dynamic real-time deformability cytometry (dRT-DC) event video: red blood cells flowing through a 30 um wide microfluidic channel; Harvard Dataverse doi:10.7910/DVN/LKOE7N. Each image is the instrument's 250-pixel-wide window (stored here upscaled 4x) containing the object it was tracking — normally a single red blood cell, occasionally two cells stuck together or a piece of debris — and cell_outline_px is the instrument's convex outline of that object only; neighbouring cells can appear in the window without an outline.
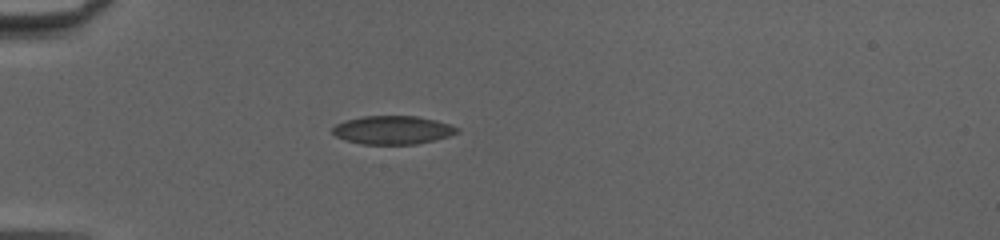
{"species": "common noctule bat (a hibernating species)", "species_latin": "Nyctalus noctula", "temperature_condition": "cold", "stored_images_in_passage": 36, "camera_frame_rate_fps": 3000, "um_per_image_px": 0.085, "animal": {"sex": "female", "body_mass_g": 20.0, "forearm_length_mm": 54.0}, "frame": {"image": 1, "passage_image": 1, "time_ms": 0.0, "image_size_px": [1000, 240], "cell_outline_px": [[456, 132], [448, 136], [416, 144], [360, 144], [336, 136], [332, 132], [332, 128], [336, 124], [344, 120], [364, 116], [416, 116], [436, 120], [448, 124], [456, 128]], "centroid_in_image_um": [33.31, 11.04], "position_along_channel_um": 51.7, "area_um2": 20.29}}
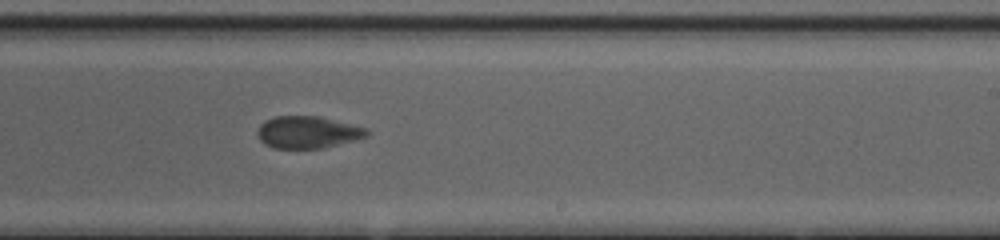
{"frame": {"image": 2, "passage_image": 18, "time_ms": 5.667, "image_size_px": [1000, 240], "cell_outline_px": [[368, 136], [324, 148], [272, 148], [264, 144], [260, 140], [256, 132], [260, 124], [264, 120], [272, 116], [320, 116], [368, 128]], "centroid_in_image_um": [26.12, 11.23], "position_along_channel_um": 262.9, "area_um2": 20.63}}
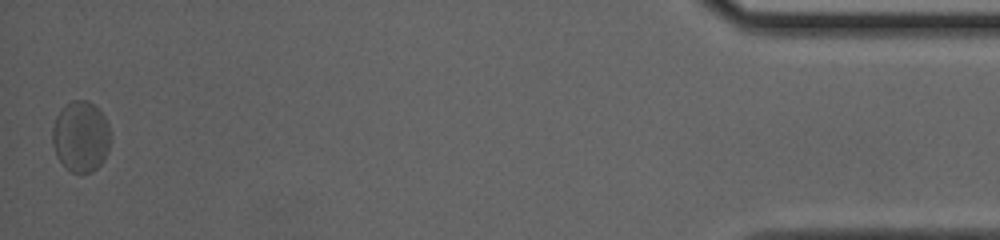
{"frame": {"image": 3, "passage_image": 36, "time_ms": 11.667, "image_size_px": [1000, 240], "cell_outline_px": [[108, 148], [104, 160], [92, 172], [72, 172], [56, 156], [52, 144], [52, 128], [56, 116], [60, 108], [72, 100], [88, 100], [104, 116], [108, 124]], "centroid_in_image_um": [6.83, 11.58], "position_along_channel_um": 428.4, "area_um2": 23.7}, "authors_computed_cell_mechanics": {"area_um2": 20.9525, "velocity_mm_per_s": 4.1023, "shape_relaxation_time_tau1_ms": 4.6452, "shape_relaxation_time_tau2_ms": 1.0086, "deformation_change_tau1": 0.1126, "deformation_change_tau2": 0.0449}}